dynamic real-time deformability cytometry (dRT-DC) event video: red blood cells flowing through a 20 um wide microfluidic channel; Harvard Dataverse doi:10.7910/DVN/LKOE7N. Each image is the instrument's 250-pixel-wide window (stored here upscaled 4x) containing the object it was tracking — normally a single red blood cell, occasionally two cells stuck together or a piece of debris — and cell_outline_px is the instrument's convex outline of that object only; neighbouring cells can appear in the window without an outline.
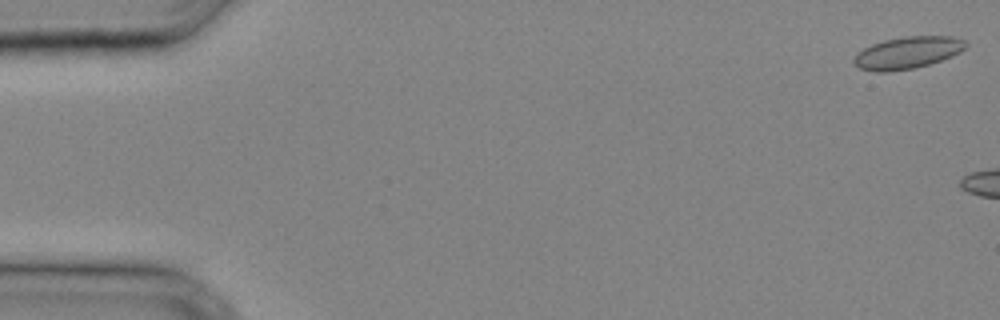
{"species": "common noctule bat (a hibernating species)", "species_latin": "Nyctalus noctula", "temperature_condition": "cold", "stored_images_in_passage": 4, "camera_frame_rate_fps": 3000, "um_per_image_px": 0.085, "animal": {"sex": "male", "body_mass_g": 20.4}, "frame": {"image": 1, "passage_image": 1, "time_ms": 0.0, "image_size_px": [1000, 320], "cell_outline_px": [[968, 44], [960, 52], [952, 56], [928, 64], [912, 68], [888, 72], [876, 72], [860, 68], [852, 60], [856, 52], [872, 44], [884, 40], [904, 36], [952, 36], [964, 40]], "centroid_in_image_um": [77.12, 4.47], "position_along_channel_um": 7.9, "area_um2": 20.81}}